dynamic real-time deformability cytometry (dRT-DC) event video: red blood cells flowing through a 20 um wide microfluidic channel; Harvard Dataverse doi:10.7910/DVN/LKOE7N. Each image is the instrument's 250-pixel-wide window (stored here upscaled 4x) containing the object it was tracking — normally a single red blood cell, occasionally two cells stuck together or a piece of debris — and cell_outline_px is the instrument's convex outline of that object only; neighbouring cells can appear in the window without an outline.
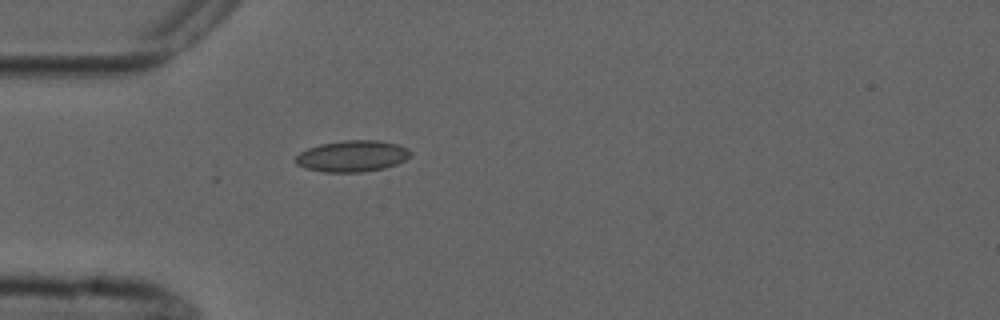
{"species": "common noctule bat (a hibernating species)", "species_latin": "Nyctalus noctula", "temperature_condition": "cold", "stored_images_in_passage": 1, "camera_frame_rate_fps": 3000, "um_per_image_px": 0.085, "animal": {"sex": "male", "forearm_length_mm": 52.5}, "frame": {"image": 1, "passage_image": 1, "time_ms": 0.0, "image_size_px": [1000, 320], "cell_outline_px": [[412, 152], [404, 160], [396, 164], [384, 168], [360, 172], [324, 172], [308, 168], [296, 164], [296, 156], [300, 152], [308, 148], [320, 144], [344, 140], [380, 140], [396, 144]], "centroid_in_image_um": [29.92, 13.26], "position_along_channel_um": 55.1, "area_um2": 20.69}}